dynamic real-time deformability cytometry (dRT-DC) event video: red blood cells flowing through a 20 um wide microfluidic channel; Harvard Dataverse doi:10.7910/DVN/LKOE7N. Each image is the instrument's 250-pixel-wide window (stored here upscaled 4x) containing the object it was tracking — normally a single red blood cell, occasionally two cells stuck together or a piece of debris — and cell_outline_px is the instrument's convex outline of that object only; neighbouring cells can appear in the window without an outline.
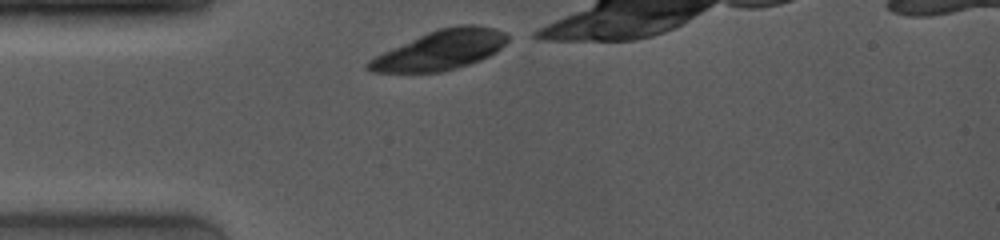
{"species": "common noctule bat (a hibernating species)", "species_latin": "Nyctalus noctula", "temperature_condition": "room temperature", "stored_images_in_passage": 3, "camera_frame_rate_fps": 4000, "um_per_image_px": 0.085, "animal": {"sex": "female", "body_mass_g": 19.0, "forearm_length_mm": 53.3}, "frame": {"image": 1, "passage_image": 1, "time_ms": 0.0, "image_size_px": [1000, 240], "cell_outline_px": [[508, 40], [496, 52], [480, 60], [456, 68], [440, 72], [368, 72], [364, 68], [364, 64], [368, 60], [384, 52], [428, 32], [440, 28], [460, 24], [472, 24], [492, 28], [504, 32], [508, 36]], "centroid_in_image_um": [37.42, 4.26], "position_along_channel_um": 47.6, "area_um2": 31.73}}